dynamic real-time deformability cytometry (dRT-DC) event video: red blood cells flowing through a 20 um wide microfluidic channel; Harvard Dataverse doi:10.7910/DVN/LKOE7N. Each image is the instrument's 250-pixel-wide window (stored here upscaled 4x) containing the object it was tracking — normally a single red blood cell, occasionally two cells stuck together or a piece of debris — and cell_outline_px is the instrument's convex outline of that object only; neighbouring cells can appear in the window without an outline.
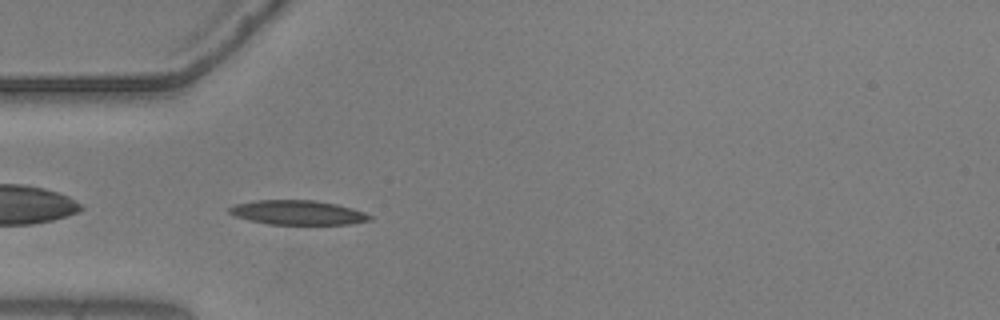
{"species": "common noctule bat (a hibernating species)", "species_latin": "Nyctalus noctula", "temperature_condition": "warm", "stored_images_in_passage": 35, "camera_frame_rate_fps": 3000, "um_per_image_px": 0.085, "animal": {"sex": "male", "body_mass_g": 20.5, "forearm_length_mm": 52.5}, "frame": {"image": 1, "passage_image": 1, "time_ms": 0.0, "image_size_px": [1000, 320], "cell_outline_px": [[372, 220], [348, 224], [268, 224], [248, 220], [236, 216], [228, 212], [228, 208], [236, 204], [256, 200], [316, 200], [336, 204], [352, 208], [364, 212], [372, 216]], "centroid_in_image_um": [25.31, 18.06], "position_along_channel_um": 59.7, "area_um2": 19.94}}
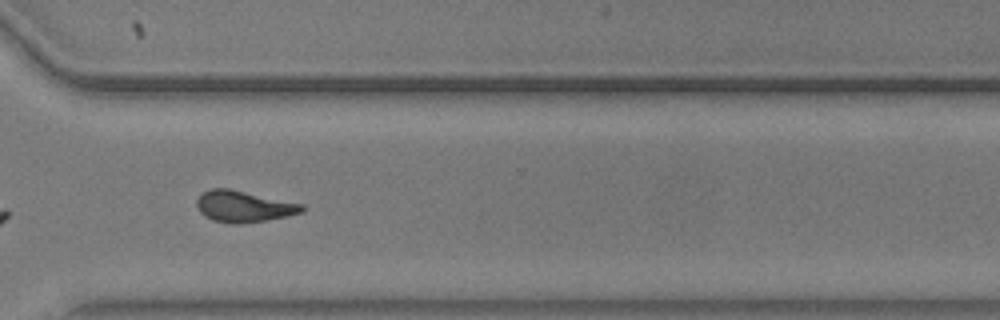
{"frame": {"image": 2, "passage_image": 25, "time_ms": 8.0, "image_size_px": [1000, 320], "cell_outline_px": [[304, 212], [288, 216], [268, 220], [240, 224], [232, 224], [212, 220], [204, 216], [200, 212], [196, 204], [196, 200], [204, 192], [212, 188], [228, 188], [304, 204]], "centroid_in_image_um": [20.73, 17.56], "position_along_channel_um": 349.9, "area_um2": 19.31}, "authors_computed_cell_mechanics": {"area_um2": 18.785, "velocity_mm_per_s": 3.6535, "shape_relaxation_time_tau1_ms": 10.9199, "shape_relaxation_time_tau2_ms": 2.0682, "deformation_change_tau1": 0.2768, "deformation_change_tau2": 0.0932}}